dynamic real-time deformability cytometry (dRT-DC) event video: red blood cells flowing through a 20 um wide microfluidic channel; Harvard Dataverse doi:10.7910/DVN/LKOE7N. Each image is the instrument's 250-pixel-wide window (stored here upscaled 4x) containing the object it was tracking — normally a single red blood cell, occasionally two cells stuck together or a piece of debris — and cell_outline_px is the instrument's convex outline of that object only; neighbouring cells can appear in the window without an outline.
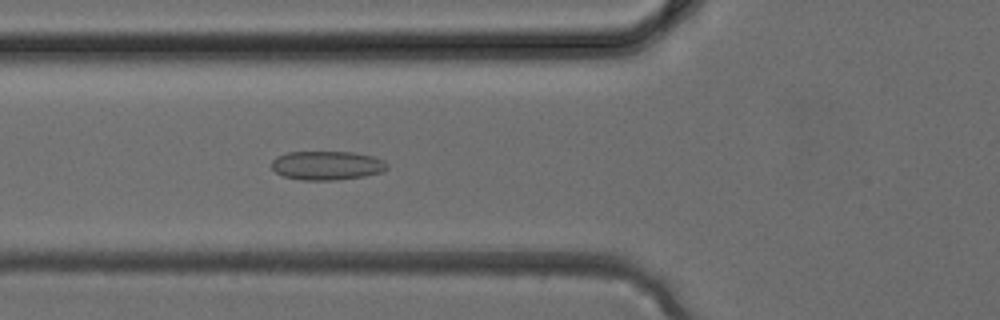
{"species": "common noctule bat (a hibernating species)", "species_latin": "Nyctalus noctula", "temperature_condition": "cold", "stored_images_in_passage": 38, "camera_frame_rate_fps": 3000, "um_per_image_px": 0.085, "animal": {"sex": "female", "body_mass_g": 24.6, "forearm_length_mm": 56.2}, "frame": {"image": 1, "passage_image": 14, "time_ms": 4.333, "image_size_px": [1000, 320], "cell_outline_px": [[388, 168], [384, 172], [364, 176], [336, 180], [300, 180], [284, 176], [276, 172], [272, 168], [272, 160], [276, 156], [288, 152], [352, 152], [372, 156], [384, 160], [388, 164]], "centroid_in_image_um": [27.81, 14.06], "position_along_channel_um": 98.0, "area_um2": 19.59}}
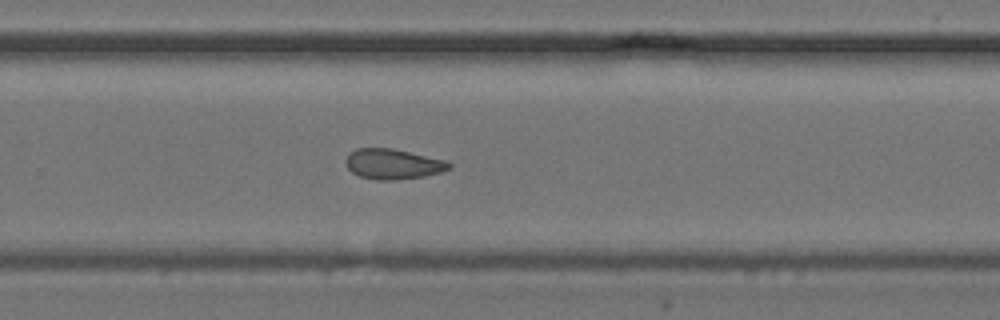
{"frame": {"image": 2, "passage_image": 25, "time_ms": 8.0, "image_size_px": [1000, 320], "cell_outline_px": [[452, 168], [440, 172], [424, 176], [396, 180], [376, 180], [360, 176], [352, 172], [348, 168], [344, 160], [348, 152], [356, 148], [392, 148], [444, 160], [452, 164]], "centroid_in_image_um": [33.36, 13.94], "position_along_channel_um": 296.4, "area_um2": 18.26}}
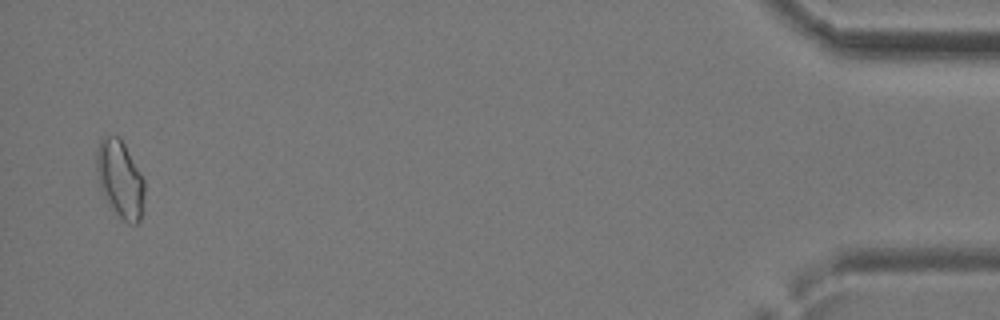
{"frame": {"image": 3, "passage_image": 37, "time_ms": 12.0, "image_size_px": [1000, 320], "cell_outline_px": [[144, 196], [140, 220], [136, 224], [128, 224], [116, 212], [104, 196], [100, 188], [96, 168], [96, 152], [100, 140], [104, 136], [120, 136], [144, 180]], "centroid_in_image_um": [10.2, 15.2], "position_along_channel_um": 425.0, "area_um2": 21.33}}